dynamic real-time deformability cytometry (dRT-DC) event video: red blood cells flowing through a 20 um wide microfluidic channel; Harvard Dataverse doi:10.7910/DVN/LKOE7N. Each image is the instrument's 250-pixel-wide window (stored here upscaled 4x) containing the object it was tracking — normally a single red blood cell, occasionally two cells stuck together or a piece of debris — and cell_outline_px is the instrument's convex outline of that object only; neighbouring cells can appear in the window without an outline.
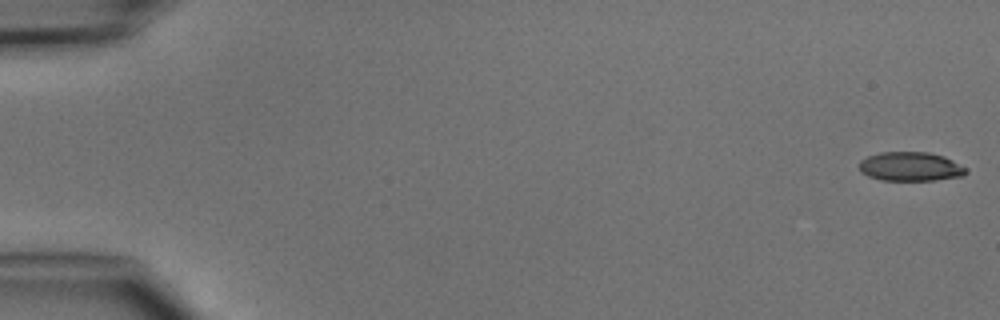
{"species": "common noctule bat (a hibernating species)", "species_latin": "Nyctalus noctula", "temperature_condition": "cold", "stored_images_in_passage": 4, "camera_frame_rate_fps": 3000, "um_per_image_px": 0.085, "animal": {"sex": "male", "body_mass_g": 15.6}, "frame": {"image": 1, "passage_image": 1, "time_ms": 0.0, "image_size_px": [1000, 320], "cell_outline_px": [[968, 172], [964, 176], [936, 180], [880, 180], [868, 176], [860, 172], [860, 160], [868, 156], [880, 152], [928, 152], [944, 156], [968, 168]], "centroid_in_image_um": [77.42, 14.16], "position_along_channel_um": 7.6, "area_um2": 18.26}}
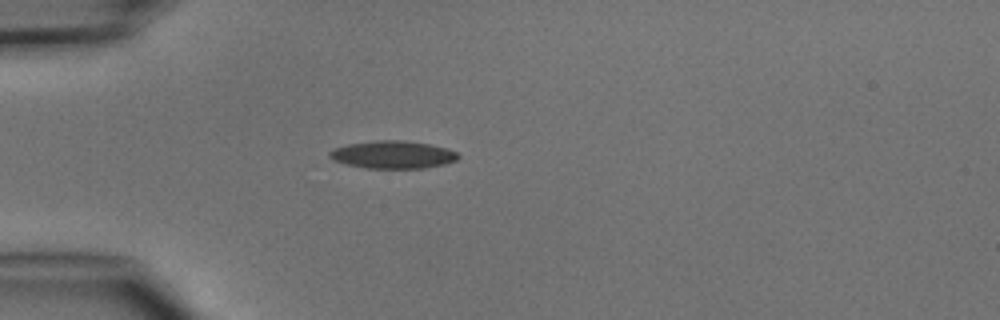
{"frame": {"image": 2, "passage_image": 4, "time_ms": 4.333, "image_size_px": [1000, 320], "cell_outline_px": [[460, 156], [456, 160], [444, 164], [424, 168], [364, 168], [332, 160], [328, 156], [328, 152], [332, 148], [348, 144], [376, 140], [404, 140], [428, 144], [448, 148], [456, 152]], "centroid_in_image_um": [33.36, 13.14], "position_along_channel_um": 51.6, "area_um2": 20.81}}